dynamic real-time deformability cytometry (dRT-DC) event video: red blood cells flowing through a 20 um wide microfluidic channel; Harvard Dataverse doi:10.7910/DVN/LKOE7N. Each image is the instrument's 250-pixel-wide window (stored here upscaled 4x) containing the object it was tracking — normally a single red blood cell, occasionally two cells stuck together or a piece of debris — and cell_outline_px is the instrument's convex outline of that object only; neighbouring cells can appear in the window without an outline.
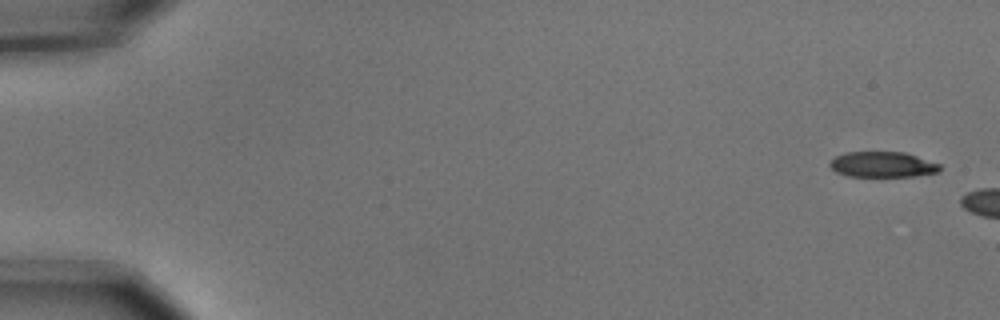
{"species": "common noctule bat (a hibernating species)", "species_latin": "Nyctalus noctula", "temperature_condition": "cold", "stored_images_in_passage": 3, "camera_frame_rate_fps": 3000, "um_per_image_px": 0.085, "animal": {"sex": "male", "body_mass_g": 15.6}, "frame": {"image": 1, "passage_image": 1, "time_ms": 0.0, "image_size_px": [1000, 320], "cell_outline_px": [[940, 172], [916, 176], [848, 176], [836, 172], [828, 164], [836, 156], [844, 152], [904, 152], [940, 164]], "centroid_in_image_um": [75.02, 13.98], "position_along_channel_um": 10.0, "area_um2": 16.3}}